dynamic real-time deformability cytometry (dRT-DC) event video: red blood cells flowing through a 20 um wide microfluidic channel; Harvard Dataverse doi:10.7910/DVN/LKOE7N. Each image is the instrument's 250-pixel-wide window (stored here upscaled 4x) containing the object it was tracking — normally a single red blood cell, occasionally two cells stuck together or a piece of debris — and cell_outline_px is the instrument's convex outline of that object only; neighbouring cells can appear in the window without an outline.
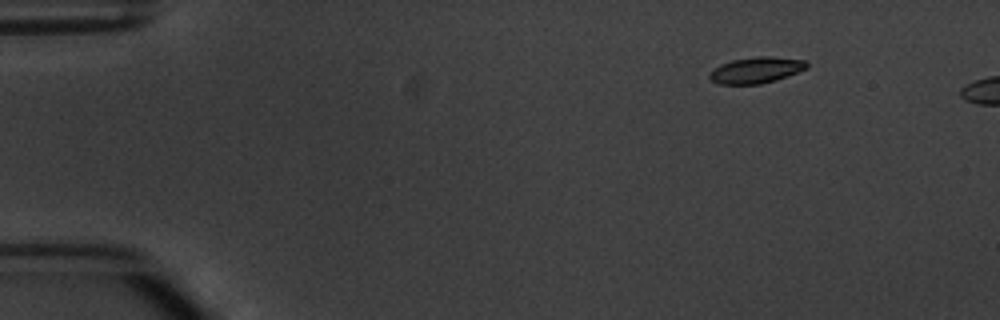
{"species": "common noctule bat (a hibernating species)", "species_latin": "Nyctalus noctula", "temperature_condition": "warm", "stored_images_in_passage": 5, "camera_frame_rate_fps": 3000, "um_per_image_px": 0.085, "animal": {"sex": "male", "body_mass_g": 20.1, "forearm_length_mm": 53.5}, "frame": {"image": 1, "passage_image": 1, "time_ms": 0.0, "image_size_px": [1000, 320], "cell_outline_px": [[808, 68], [788, 76], [776, 80], [760, 84], [720, 84], [712, 80], [708, 76], [720, 64], [732, 60], [756, 56], [768, 56], [804, 60], [808, 64]], "centroid_in_image_um": [64.3, 5.96], "position_along_channel_um": 20.7, "area_um2": 14.68}}